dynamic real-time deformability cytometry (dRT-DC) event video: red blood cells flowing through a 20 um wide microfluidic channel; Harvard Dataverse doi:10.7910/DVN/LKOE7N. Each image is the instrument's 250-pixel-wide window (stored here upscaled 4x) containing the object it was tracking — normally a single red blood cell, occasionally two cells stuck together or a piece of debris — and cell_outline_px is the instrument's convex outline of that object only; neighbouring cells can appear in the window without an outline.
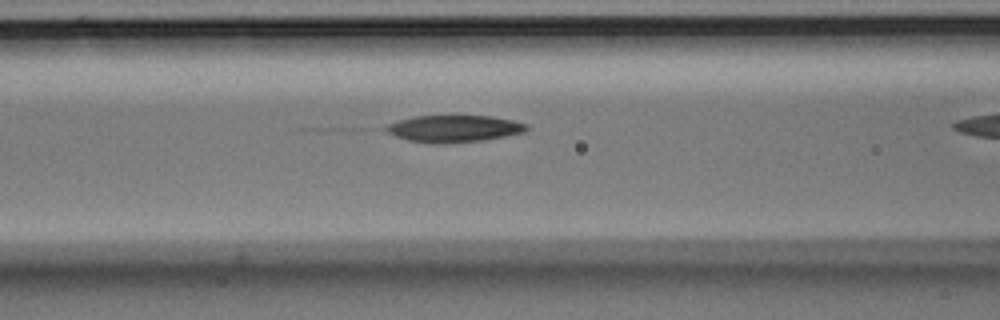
{"species": "Egyptian fruit bat (a non-hibernating species)", "species_latin": "Rousettus aegyptiacus", "temperature_condition": "room temperature", "stored_images_in_passage": 5, "camera_frame_rate_fps": 3000, "um_per_image_px": 0.085, "animal": {"sex": "male"}, "frame": {"image": 1, "passage_image": 4, "time_ms": 1.0, "image_size_px": [1000, 320], "cell_outline_px": [[528, 128], [524, 132], [484, 140], [448, 144], [432, 144], [408, 140], [396, 136], [380, 128], [388, 124], [400, 120], [416, 116], [492, 116], [512, 120], [528, 124]], "centroid_in_image_um": [38.57, 10.94], "position_along_channel_um": 128.0, "area_um2": 22.14}}